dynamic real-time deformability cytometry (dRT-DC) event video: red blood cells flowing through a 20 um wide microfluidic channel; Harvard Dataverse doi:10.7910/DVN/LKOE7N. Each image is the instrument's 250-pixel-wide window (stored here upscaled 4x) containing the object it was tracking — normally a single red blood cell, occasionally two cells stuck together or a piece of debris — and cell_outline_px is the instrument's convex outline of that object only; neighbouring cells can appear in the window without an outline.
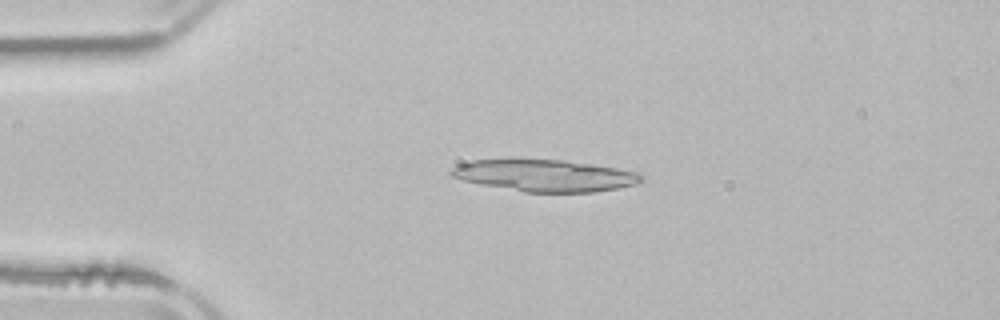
{"species": "common noctule bat (a hibernating species)", "species_latin": "Nyctalus noctula", "temperature_condition": "room temperature", "stored_images_in_passage": 4, "camera_frame_rate_fps": 3000, "um_per_image_px": 0.085, "animal": {"sex": "male", "body_mass_g": 21.5, "forearm_length_mm": 52.0}, "frame": {"image": 1, "passage_image": 3, "time_ms": 2.667, "image_size_px": [1000, 320], "cell_outline_px": [[644, 180], [632, 184], [616, 188], [596, 192], [524, 192], [480, 184], [464, 180], [452, 176], [448, 172], [448, 168], [456, 164], [472, 160], [564, 160], [616, 168], [640, 172], [644, 176]], "centroid_in_image_um": [46.28, 14.92], "position_along_channel_um": 38.7, "area_um2": 35.08}}